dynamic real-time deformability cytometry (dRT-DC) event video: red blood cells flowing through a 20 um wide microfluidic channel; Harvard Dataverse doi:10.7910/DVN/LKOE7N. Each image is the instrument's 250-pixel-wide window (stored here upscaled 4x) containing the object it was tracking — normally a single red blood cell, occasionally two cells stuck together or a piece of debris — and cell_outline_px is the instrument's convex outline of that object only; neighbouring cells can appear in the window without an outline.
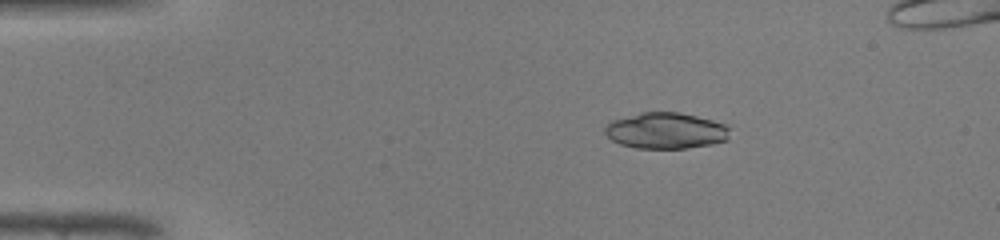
{"species": "common noctule bat (a hibernating species)", "species_latin": "Nyctalus noctula", "temperature_condition": "warm", "stored_images_in_passage": 40, "camera_frame_rate_fps": 3000, "um_per_image_px": 0.085, "animal": {"sex": "male", "body_mass_g": 19.0, "forearm_length_mm": 50.8}, "frame": {"image": 1, "passage_image": 2, "time_ms": 0.333, "image_size_px": [1000, 240], "cell_outline_px": [[728, 140], [712, 144], [688, 148], [636, 148], [620, 144], [612, 140], [604, 132], [604, 128], [612, 120], [640, 112], [680, 112], [728, 124]], "centroid_in_image_um": [56.6, 11.1], "position_along_channel_um": 28.4, "area_um2": 26.36}}
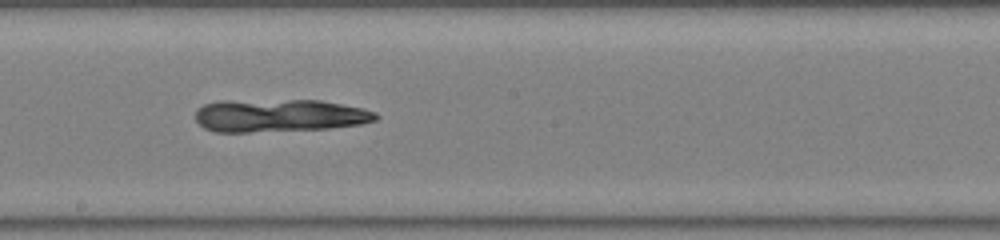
{"frame": {"image": 2, "passage_image": 20, "time_ms": 6.333, "image_size_px": [1000, 240], "cell_outline_px": [[380, 116], [376, 120], [360, 124], [328, 128], [248, 132], [212, 132], [204, 128], [196, 120], [196, 108], [204, 104], [216, 100], [320, 100], [364, 108], [376, 112]], "centroid_in_image_um": [23.71, 9.81], "position_along_channel_um": 224.5, "area_um2": 34.8}}
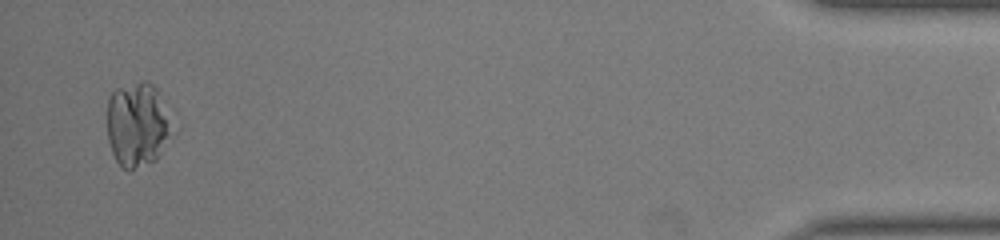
{"frame": {"image": 3, "passage_image": 39, "time_ms": 12.667, "image_size_px": [1000, 240], "cell_outline_px": [[168, 132], [156, 160], [128, 172], [116, 160], [112, 152], [108, 140], [108, 100], [112, 92], [116, 88], [144, 80], [148, 80], [156, 88]], "centroid_in_image_um": [11.55, 10.6], "position_along_channel_um": 423.7, "area_um2": 30.29}}